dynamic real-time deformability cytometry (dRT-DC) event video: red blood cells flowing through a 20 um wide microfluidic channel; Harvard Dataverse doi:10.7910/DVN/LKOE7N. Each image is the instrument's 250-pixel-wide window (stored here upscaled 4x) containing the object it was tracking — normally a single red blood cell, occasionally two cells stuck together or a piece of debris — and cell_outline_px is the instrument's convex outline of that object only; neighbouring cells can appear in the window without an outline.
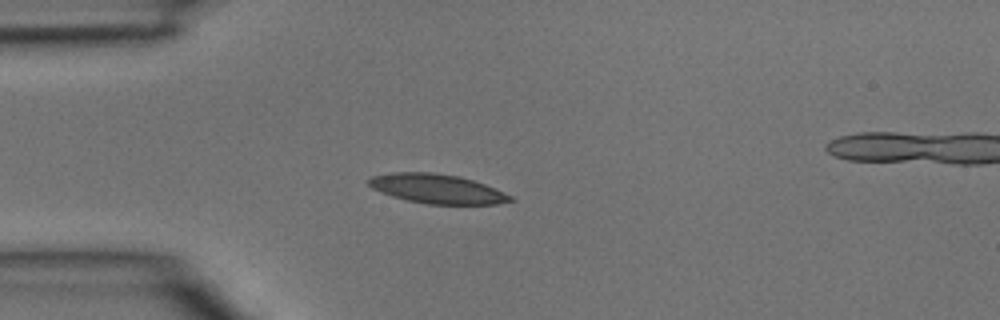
{"species": "common noctule bat (a hibernating species)", "species_latin": "Nyctalus noctula", "temperature_condition": "room temperature", "stored_images_in_passage": 2, "camera_frame_rate_fps": 3000, "um_per_image_px": 0.085, "animal": {"sex": "male", "body_mass_g": 15.6}, "frame": {"image": 1, "passage_image": 2, "time_ms": 0.333, "image_size_px": [1000, 320], "cell_outline_px": [[516, 200], [496, 204], [428, 204], [404, 200], [392, 196], [372, 188], [368, 184], [368, 180], [372, 176], [392, 172], [432, 172], [460, 176], [484, 184], [504, 192], [512, 196]], "centroid_in_image_um": [37.15, 16.05], "position_along_channel_um": 47.9, "area_um2": 24.22}}